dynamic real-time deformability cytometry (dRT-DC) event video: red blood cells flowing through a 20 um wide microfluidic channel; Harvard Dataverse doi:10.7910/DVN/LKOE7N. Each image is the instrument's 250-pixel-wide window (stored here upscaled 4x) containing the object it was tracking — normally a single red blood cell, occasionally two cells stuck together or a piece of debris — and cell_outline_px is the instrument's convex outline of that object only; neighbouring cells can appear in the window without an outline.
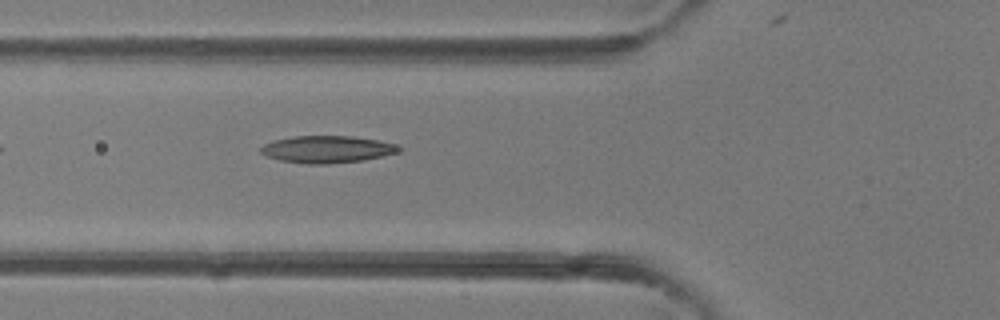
{"species": "common noctule bat (a hibernating species)", "species_latin": "Nyctalus noctula", "temperature_condition": "room temperature", "stored_images_in_passage": 5, "camera_frame_rate_fps": 3000, "um_per_image_px": 0.085, "animal": {"sex": "female"}, "frame": {"image": 1, "passage_image": 5, "time_ms": 4.667, "image_size_px": [1000, 320], "cell_outline_px": [[404, 148], [396, 152], [364, 160], [328, 164], [308, 164], [280, 160], [268, 156], [260, 152], [260, 148], [264, 144], [276, 140], [292, 136], [352, 136], [380, 140]], "centroid_in_image_um": [27.79, 12.69], "position_along_channel_um": 98.0, "area_um2": 21.62}}